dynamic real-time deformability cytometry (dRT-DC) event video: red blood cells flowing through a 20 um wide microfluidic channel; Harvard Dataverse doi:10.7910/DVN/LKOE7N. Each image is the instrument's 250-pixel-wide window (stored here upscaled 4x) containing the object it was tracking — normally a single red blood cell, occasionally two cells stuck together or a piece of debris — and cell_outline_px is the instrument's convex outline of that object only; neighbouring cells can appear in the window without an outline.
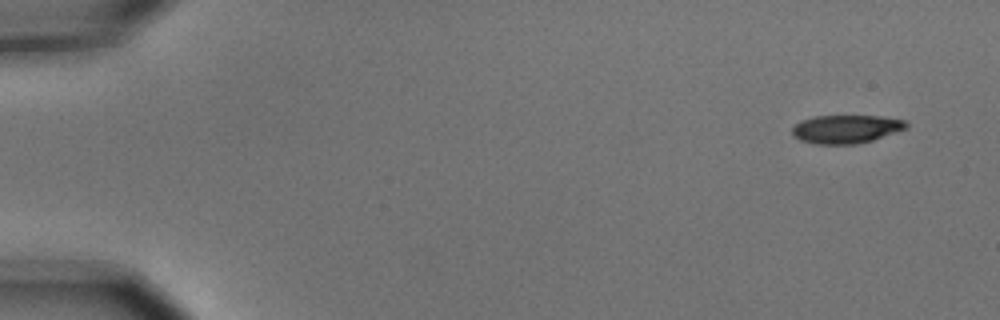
{"species": "common noctule bat (a hibernating species)", "species_latin": "Nyctalus noctula", "temperature_condition": "cold", "stored_images_in_passage": 6, "camera_frame_rate_fps": 3000, "um_per_image_px": 0.085, "animal": {"sex": "male", "body_mass_g": 15.6}, "frame": {"image": 1, "passage_image": 1, "time_ms": 0.0, "image_size_px": [1000, 320], "cell_outline_px": [[908, 128], [872, 140], [856, 144], [816, 144], [800, 140], [792, 136], [792, 128], [800, 120], [816, 116], [880, 116], [904, 120], [908, 124]], "centroid_in_image_um": [71.9, 10.97], "position_along_channel_um": 13.1, "area_um2": 18.84}}
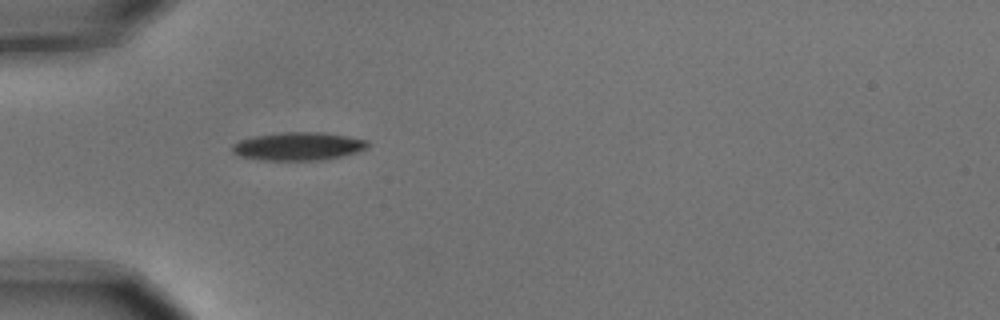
{"frame": {"image": 2, "passage_image": 5, "time_ms": 1.333, "image_size_px": [1000, 320], "cell_outline_px": [[368, 148], [356, 152], [324, 160], [264, 160], [240, 156], [232, 152], [232, 144], [240, 140], [256, 136], [284, 132], [324, 132], [368, 140]], "centroid_in_image_um": [25.36, 12.43], "position_along_channel_um": 59.6, "area_um2": 22.08}}
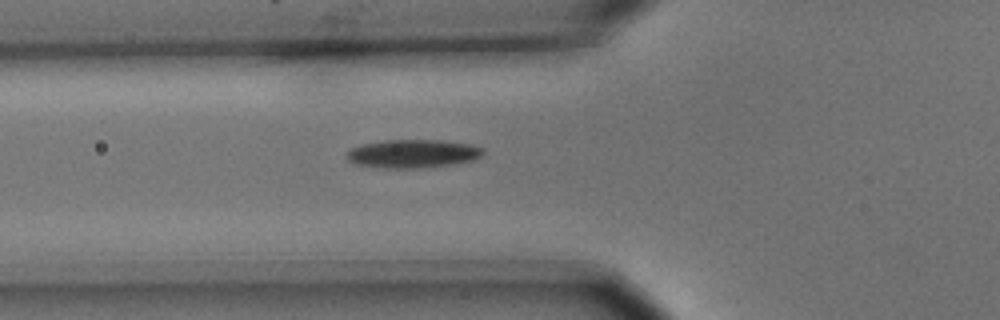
{"frame": {"image": 3, "passage_image": 6, "time_ms": 1.667, "image_size_px": [1000, 320], "cell_outline_px": [[484, 156], [476, 160], [456, 164], [420, 168], [380, 168], [352, 164], [344, 156], [352, 148], [360, 144], [384, 140], [444, 140], [472, 144], [484, 148]], "centroid_in_image_um": [35.12, 13.07], "position_along_channel_um": 90.7, "area_um2": 23.18}}